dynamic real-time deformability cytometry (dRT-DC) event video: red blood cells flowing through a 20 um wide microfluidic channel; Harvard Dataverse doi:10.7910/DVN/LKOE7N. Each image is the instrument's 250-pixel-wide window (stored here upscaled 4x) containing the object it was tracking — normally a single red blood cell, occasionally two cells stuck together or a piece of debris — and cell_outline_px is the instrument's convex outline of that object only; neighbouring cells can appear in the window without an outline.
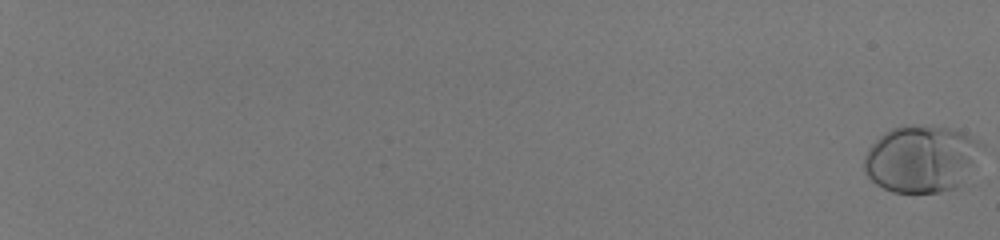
{"species": "human", "species_latin": "Homo sapiens", "temperature_condition": "room temperature", "stored_images_in_passage": 59, "camera_frame_rate_fps": 3000, "um_per_image_px": 0.085, "donor": {"sex": "male"}, "frame": {"image": 1, "passage_image": 1, "time_ms": 0.0, "image_size_px": [1000, 240], "cell_outline_px": [[984, 148], [956, 188], [940, 192], [892, 192], [876, 184], [864, 172], [864, 156], [868, 148], [884, 132], [892, 128], [904, 124], [952, 128], [976, 136], [984, 144]], "centroid_in_image_um": [78.31, 13.47], "position_along_channel_um": 6.7, "area_um2": 46.01}}
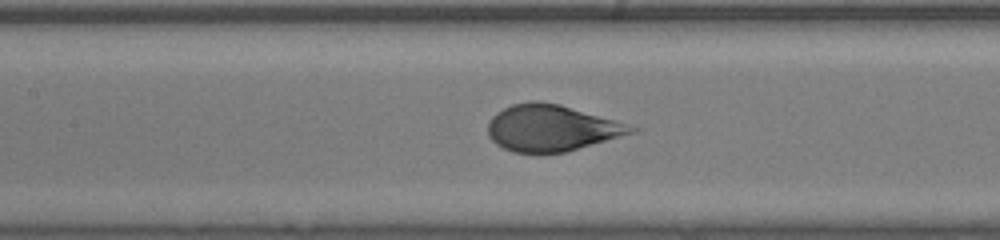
{"frame": {"image": 2, "passage_image": 35, "time_ms": 11.333, "image_size_px": [1000, 240], "cell_outline_px": [[640, 128], [636, 132], [564, 152], [512, 152], [496, 144], [488, 136], [488, 124], [492, 116], [496, 112], [512, 104], [528, 100], [540, 100], [560, 104], [628, 124]], "centroid_in_image_um": [46.85, 10.86], "position_along_channel_um": 160.6, "area_um2": 38.55}}
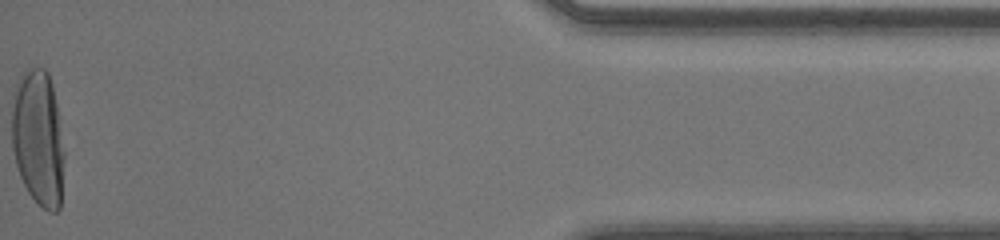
{"frame": {"image": 3, "passage_image": 59, "time_ms": 19.333, "image_size_px": [1000, 240], "cell_outline_px": [[64, 156], [60, 208], [56, 212], [48, 212], [28, 192], [20, 176], [16, 164], [12, 148], [12, 112], [16, 84], [24, 72], [32, 68], [44, 68], [48, 72], [52, 84], [56, 104], [64, 152]], "centroid_in_image_um": [3.25, 11.76], "position_along_channel_um": 432.0, "area_um2": 41.15}, "authors_computed_cell_mechanics": {"area_um2": 41.1536, "velocity_mm_per_s": 4.0952, "shape_relaxation_time_tau1_ms": 4.7692, "shape_relaxation_time_tau2_ms": null, "deformation_change_tau1": 0.2262, "deformation_change_tau2": null}}